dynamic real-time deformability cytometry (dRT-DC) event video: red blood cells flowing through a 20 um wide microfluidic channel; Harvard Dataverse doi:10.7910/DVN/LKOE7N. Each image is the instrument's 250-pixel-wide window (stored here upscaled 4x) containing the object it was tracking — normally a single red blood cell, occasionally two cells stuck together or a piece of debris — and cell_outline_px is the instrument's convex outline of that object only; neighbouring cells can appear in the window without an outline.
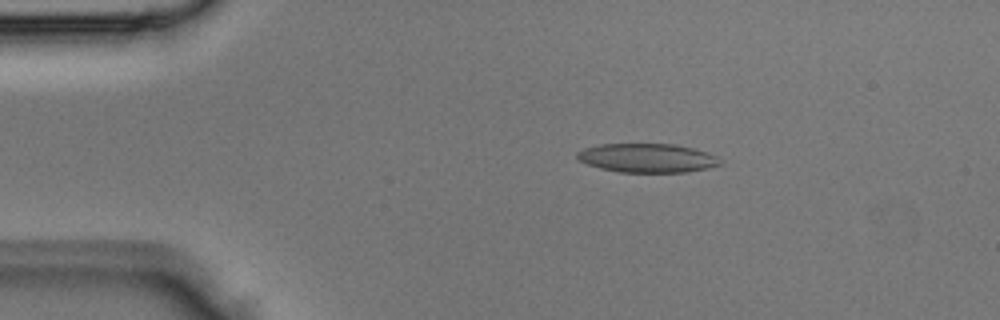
{"species": "Egyptian fruit bat (a non-hibernating species)", "species_latin": "Rousettus aegyptiacus", "temperature_condition": "room temperature", "stored_images_in_passage": 2, "camera_frame_rate_fps": 3000, "um_per_image_px": 0.085, "animal": {"sex": "male"}, "frame": {"image": 1, "passage_image": 1, "time_ms": 0.0, "image_size_px": [1000, 320], "cell_outline_px": [[724, 164], [708, 168], [688, 172], [620, 172], [600, 168], [588, 164], [580, 160], [576, 156], [576, 152], [584, 148], [600, 144], [676, 144], [708, 152], [716, 156]], "centroid_in_image_um": [55.05, 13.43], "position_along_channel_um": 30.0, "area_um2": 24.16}}